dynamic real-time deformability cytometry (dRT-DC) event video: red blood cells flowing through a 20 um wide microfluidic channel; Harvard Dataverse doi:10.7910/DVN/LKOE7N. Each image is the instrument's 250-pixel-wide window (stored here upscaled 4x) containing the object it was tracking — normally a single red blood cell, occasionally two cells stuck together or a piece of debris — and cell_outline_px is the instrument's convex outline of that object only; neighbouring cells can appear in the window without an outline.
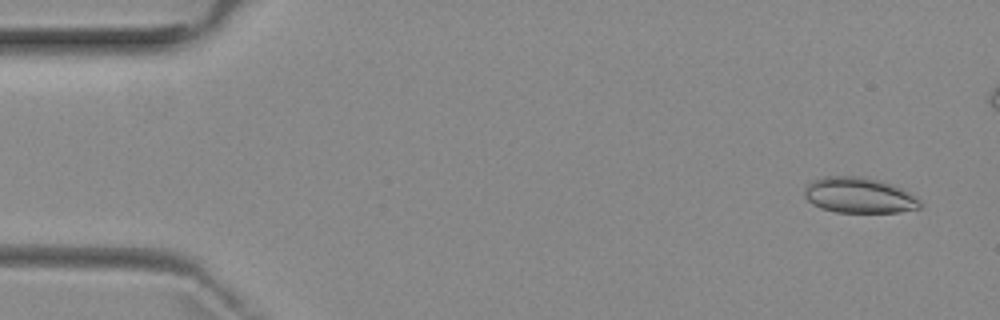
{"species": "common noctule bat (a hibernating species)", "species_latin": "Nyctalus noctula", "temperature_condition": "room temperature", "stored_images_in_passage": 6, "camera_frame_rate_fps": 3000, "um_per_image_px": 0.085, "animal": {"sex": "female", "body_mass_g": 29.2, "forearm_length_mm": 56.3}, "frame": {"image": 1, "passage_image": 1, "time_ms": 0.0, "image_size_px": [1000, 320], "cell_outline_px": [[920, 208], [900, 212], [836, 212], [820, 208], [812, 204], [804, 196], [804, 184], [812, 180], [824, 176], [864, 176], [880, 180], [892, 184], [908, 192], [920, 200]], "centroid_in_image_um": [72.97, 16.59], "position_along_channel_um": 12.0, "area_um2": 24.22}}
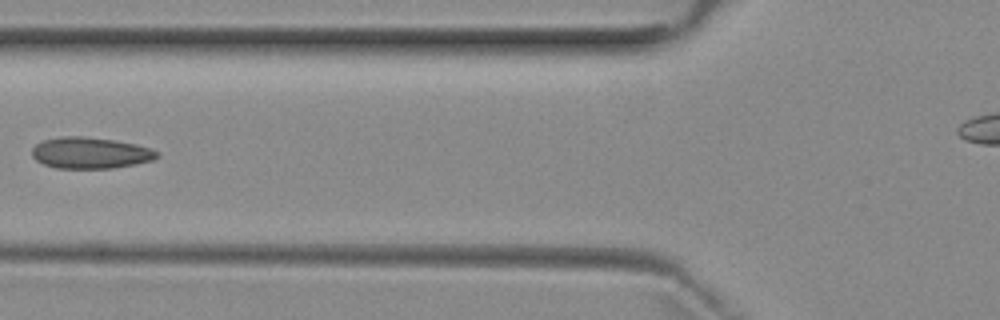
{"frame": {"image": 2, "passage_image": 6, "time_ms": 5.667, "image_size_px": [1000, 320], "cell_outline_px": [[160, 156], [152, 160], [136, 164], [112, 168], [56, 168], [44, 164], [36, 160], [32, 156], [32, 148], [36, 144], [44, 140], [60, 136], [84, 136], [116, 140], [136, 144], [152, 148], [160, 152]], "centroid_in_image_um": [7.71, 12.99], "position_along_channel_um": 118.1, "area_um2": 23.0}}